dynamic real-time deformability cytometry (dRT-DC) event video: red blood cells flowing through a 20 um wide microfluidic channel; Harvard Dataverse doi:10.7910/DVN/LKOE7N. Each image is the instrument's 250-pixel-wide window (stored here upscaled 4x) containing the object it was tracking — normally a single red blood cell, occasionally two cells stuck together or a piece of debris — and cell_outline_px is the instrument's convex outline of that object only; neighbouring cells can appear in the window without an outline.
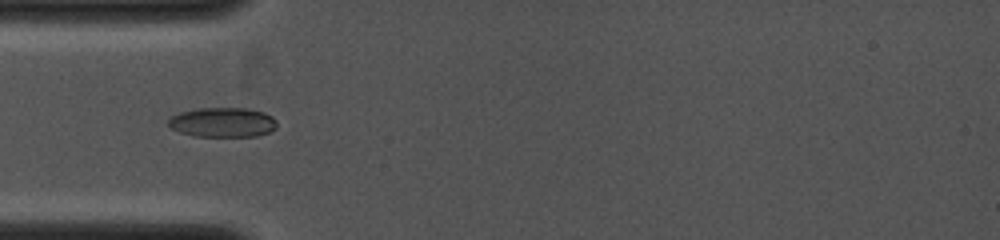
{"species": "common noctule bat (a hibernating species)", "species_latin": "Nyctalus noctula", "temperature_condition": "cold", "stored_images_in_passage": 15, "camera_frame_rate_fps": 4000, "um_per_image_px": 0.085, "animal": {"sex": "female", "body_mass_g": 19.0, "forearm_length_mm": 53.3}, "frame": {"image": 1, "passage_image": 11, "time_ms": 3.75, "image_size_px": [1000, 240], "cell_outline_px": [[276, 128], [268, 132], [256, 136], [196, 136], [180, 132], [172, 128], [168, 124], [168, 116], [180, 112], [196, 108], [248, 108], [264, 112], [272, 116], [276, 120]], "centroid_in_image_um": [18.91, 10.38], "position_along_channel_um": 66.1, "area_um2": 18.84}}
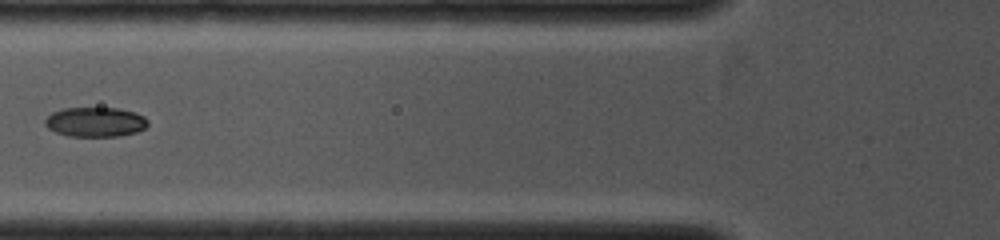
{"frame": {"image": 2, "passage_image": 13, "time_ms": 4.75, "image_size_px": [1000, 240], "cell_outline_px": [[148, 124], [144, 128], [136, 132], [120, 136], [68, 136], [56, 132], [48, 128], [44, 124], [44, 120], [52, 112], [64, 108], [116, 108], [136, 112], [144, 116], [148, 120]], "centroid_in_image_um": [8.1, 10.36], "position_along_channel_um": 117.7, "area_um2": 17.8}}
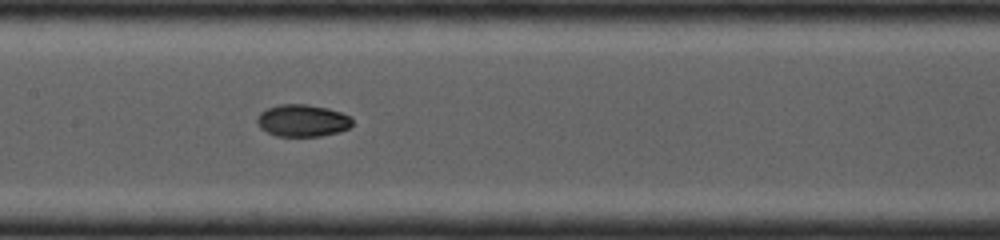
{"frame": {"image": 3, "passage_image": 15, "time_ms": 6.0, "image_size_px": [1000, 240], "cell_outline_px": [[352, 124], [348, 128], [340, 132], [320, 136], [276, 136], [260, 128], [256, 124], [256, 120], [260, 112], [268, 108], [280, 104], [304, 104], [328, 108], [340, 112], [348, 116], [352, 120]], "centroid_in_image_um": [25.69, 10.25], "position_along_channel_um": 181.7, "area_um2": 17.8}}